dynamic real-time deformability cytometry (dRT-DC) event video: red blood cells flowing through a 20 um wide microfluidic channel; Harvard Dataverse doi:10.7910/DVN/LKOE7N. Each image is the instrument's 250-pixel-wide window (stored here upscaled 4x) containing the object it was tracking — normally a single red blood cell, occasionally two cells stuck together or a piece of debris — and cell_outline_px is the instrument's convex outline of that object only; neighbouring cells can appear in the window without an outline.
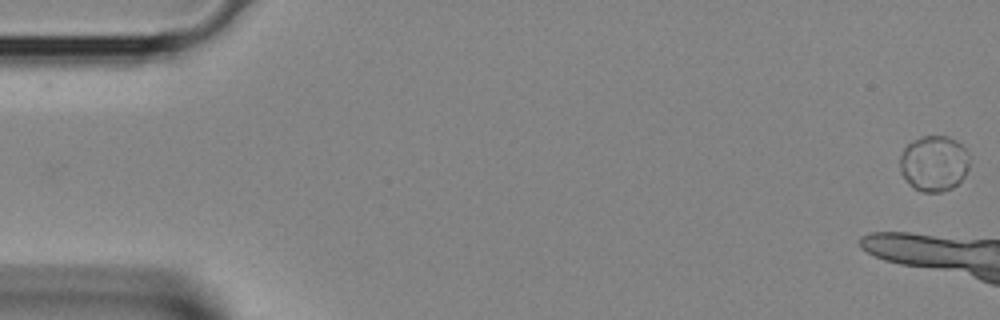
{"species": "Egyptian fruit bat (a non-hibernating species)", "species_latin": "Rousettus aegyptiacus", "temperature_condition": "room temperature", "stored_images_in_passage": 4, "camera_frame_rate_fps": 3000, "um_per_image_px": 0.085, "animal": {"sex": "female"}, "frame": {"image": 1, "passage_image": 1, "time_ms": 0.0, "image_size_px": [1000, 320], "cell_outline_px": [[964, 172], [960, 180], [956, 184], [948, 188], [936, 192], [928, 192], [916, 188], [904, 176], [904, 152], [908, 144], [916, 140], [928, 136], [940, 136], [964, 168]], "centroid_in_image_um": [79.18, 14.01], "position_along_channel_um": 5.8, "area_um2": 18.32}}